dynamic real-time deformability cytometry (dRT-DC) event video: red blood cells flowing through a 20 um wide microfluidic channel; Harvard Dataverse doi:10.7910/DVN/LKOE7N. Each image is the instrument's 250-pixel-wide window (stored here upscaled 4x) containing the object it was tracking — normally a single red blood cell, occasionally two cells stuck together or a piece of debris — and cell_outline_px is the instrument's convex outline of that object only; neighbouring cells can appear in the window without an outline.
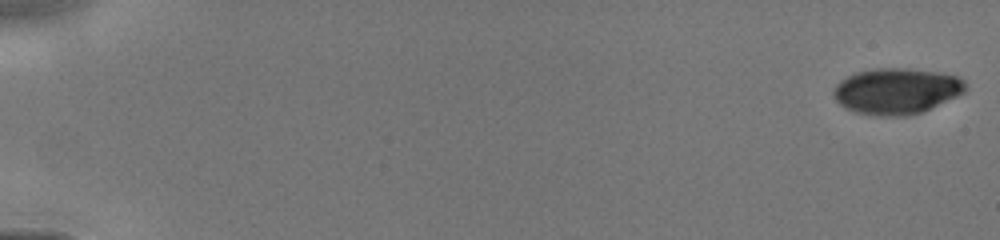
{"species": "human", "species_latin": "Homo sapiens", "temperature_condition": "cold", "stored_images_in_passage": 7, "camera_frame_rate_fps": 3000, "um_per_image_px": 0.085, "donor": {"sex": "male"}, "frame": {"image": 1, "passage_image": 1, "time_ms": 0.0, "image_size_px": [1000, 240], "cell_outline_px": [[968, 88], [964, 92], [956, 96], [920, 112], [904, 116], [876, 116], [856, 112], [844, 108], [836, 100], [832, 92], [836, 84], [840, 80], [856, 72], [880, 68], [904, 68], [936, 72], [956, 76], [964, 80]], "centroid_in_image_um": [76.17, 7.74], "position_along_channel_um": 8.8, "area_um2": 35.08}}
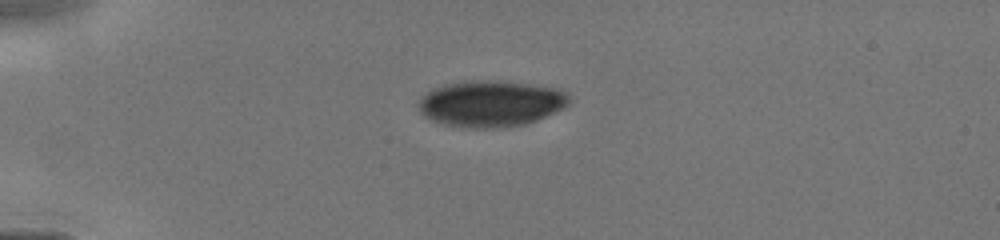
{"frame": {"image": 2, "passage_image": 5, "time_ms": 4.0, "image_size_px": [1000, 240], "cell_outline_px": [[572, 100], [564, 108], [536, 120], [524, 124], [504, 128], [464, 128], [444, 124], [432, 120], [424, 116], [420, 112], [420, 100], [428, 92], [436, 88], [448, 84], [528, 84], [552, 88], [564, 92]], "centroid_in_image_um": [41.75, 8.89], "position_along_channel_um": 43.3, "area_um2": 38.73}}
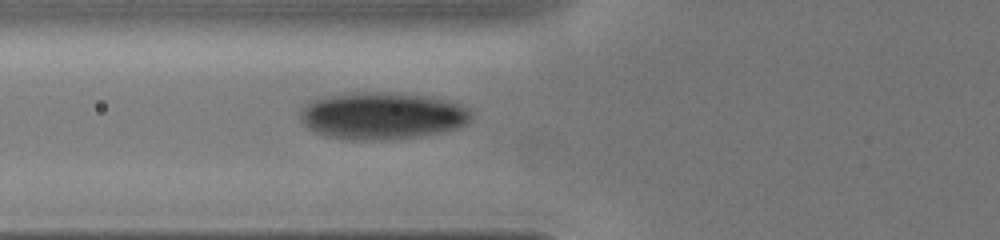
{"frame": {"image": 3, "passage_image": 7, "time_ms": 6.0, "image_size_px": [1000, 240], "cell_outline_px": [[468, 120], [464, 124], [456, 128], [416, 136], [380, 140], [352, 140], [324, 136], [308, 128], [304, 124], [300, 116], [300, 112], [308, 100], [352, 92], [392, 92], [420, 96], [440, 100], [456, 104], [468, 108]], "centroid_in_image_um": [32.35, 9.84], "position_along_channel_um": 93.4, "area_um2": 46.07}}